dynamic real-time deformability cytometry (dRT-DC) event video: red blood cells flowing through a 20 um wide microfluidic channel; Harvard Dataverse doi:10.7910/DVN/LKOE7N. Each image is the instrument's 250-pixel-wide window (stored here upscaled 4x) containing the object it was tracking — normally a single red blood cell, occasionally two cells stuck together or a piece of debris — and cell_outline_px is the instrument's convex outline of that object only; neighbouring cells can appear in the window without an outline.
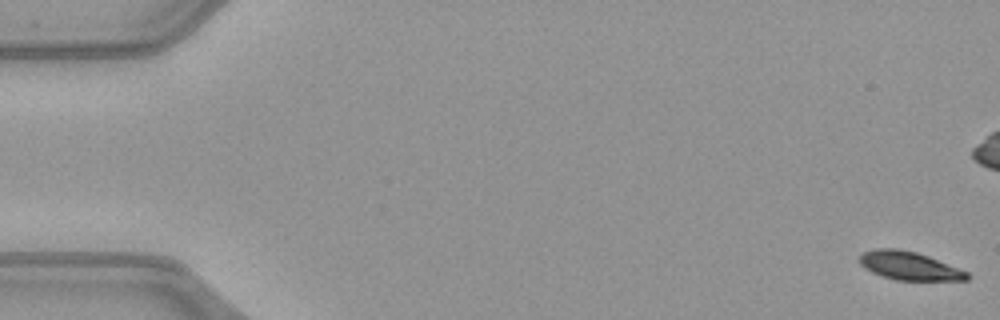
{"species": "common noctule bat (a hibernating species)", "species_latin": "Nyctalus noctula", "temperature_condition": "warm", "stored_images_in_passage": 53, "camera_frame_rate_fps": 3000, "um_per_image_px": 0.085, "animal": {"sex": "female", "body_mass_g": 21.9}, "frame": {"image": 1, "passage_image": 1, "time_ms": 0.0, "image_size_px": [1000, 320], "cell_outline_px": [[972, 276], [968, 280], [896, 280], [872, 272], [864, 268], [860, 264], [860, 256], [864, 252], [876, 248], [896, 248], [916, 252], [928, 256], [968, 272]], "centroid_in_image_um": [77.3, 22.59], "position_along_channel_um": 7.7, "area_um2": 17.63}}
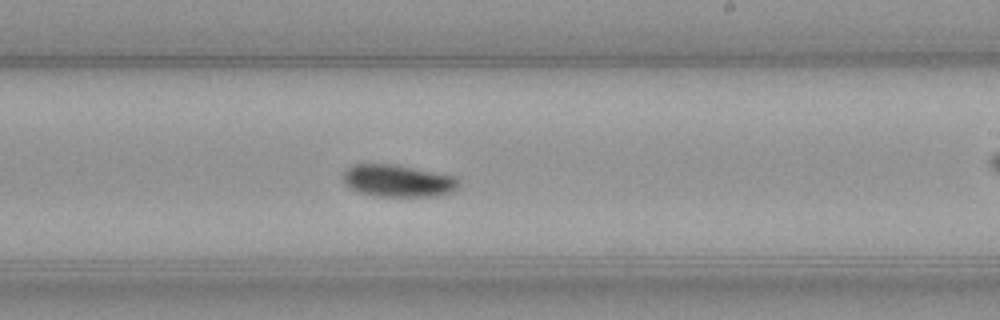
{"frame": {"image": 2, "passage_image": 31, "time_ms": 10.0, "image_size_px": [1000, 320], "cell_outline_px": [[460, 184], [452, 192], [436, 196], [372, 196], [360, 192], [344, 184], [344, 172], [348, 168], [356, 164], [392, 164], [456, 176], [460, 180]], "centroid_in_image_um": [33.86, 15.37], "position_along_channel_um": 255.1, "area_um2": 21.56}}
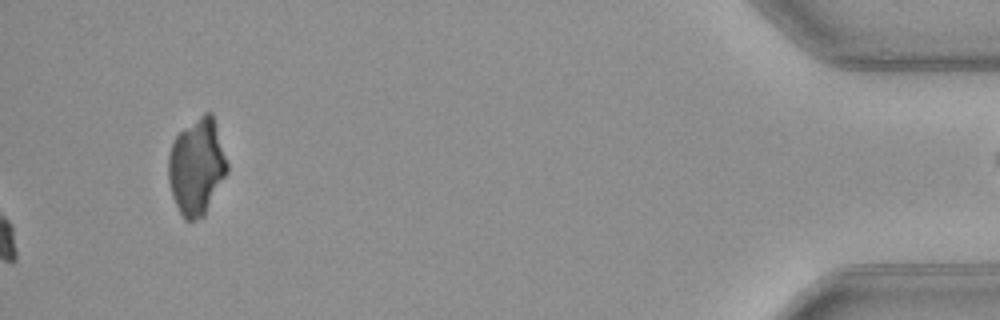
{"frame": {"image": 3, "passage_image": 53, "time_ms": 17.333, "image_size_px": [1000, 320], "cell_outline_px": [[228, 172], [204, 216], [192, 220], [184, 220], [172, 196], [168, 180], [168, 156], [172, 144], [176, 136], [184, 128], [204, 112], [212, 112], [228, 164]], "centroid_in_image_um": [16.72, 14.17], "position_along_channel_um": 418.5, "area_um2": 32.95}, "authors_computed_cell_mechanics": {"area_um2": 19.9988, "velocity_mm_per_s": 4.0229, "shape_relaxation_time_tau1_ms": 3.2812, "shape_relaxation_time_tau2_ms": null, "deformation_change_tau1": 0.1181, "deformation_change_tau2": null}}